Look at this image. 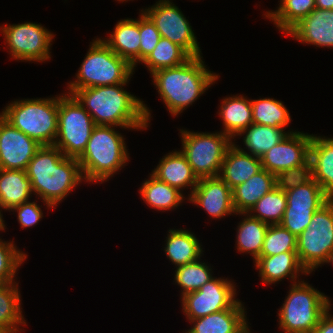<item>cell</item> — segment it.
I'll list each match as a JSON object with an SVG mask.
<instances>
[{"mask_svg":"<svg viewBox=\"0 0 333 333\" xmlns=\"http://www.w3.org/2000/svg\"><path fill=\"white\" fill-rule=\"evenodd\" d=\"M127 83L77 89L72 95L96 125L147 129L151 113L144 101L124 90Z\"/></svg>","mask_w":333,"mask_h":333,"instance_id":"1","label":"cell"},{"mask_svg":"<svg viewBox=\"0 0 333 333\" xmlns=\"http://www.w3.org/2000/svg\"><path fill=\"white\" fill-rule=\"evenodd\" d=\"M26 174L33 193L47 208L59 204L84 180L78 160L64 156L54 145L41 146L28 163Z\"/></svg>","mask_w":333,"mask_h":333,"instance_id":"2","label":"cell"},{"mask_svg":"<svg viewBox=\"0 0 333 333\" xmlns=\"http://www.w3.org/2000/svg\"><path fill=\"white\" fill-rule=\"evenodd\" d=\"M202 58L191 57L180 66L151 74L152 82L172 116L182 113L220 78L206 68Z\"/></svg>","mask_w":333,"mask_h":333,"instance_id":"3","label":"cell"},{"mask_svg":"<svg viewBox=\"0 0 333 333\" xmlns=\"http://www.w3.org/2000/svg\"><path fill=\"white\" fill-rule=\"evenodd\" d=\"M116 126L96 125L82 155L77 159L86 182H106L129 160L124 136Z\"/></svg>","mask_w":333,"mask_h":333,"instance_id":"4","label":"cell"},{"mask_svg":"<svg viewBox=\"0 0 333 333\" xmlns=\"http://www.w3.org/2000/svg\"><path fill=\"white\" fill-rule=\"evenodd\" d=\"M0 115L40 145H54L58 132V96L12 101Z\"/></svg>","mask_w":333,"mask_h":333,"instance_id":"5","label":"cell"},{"mask_svg":"<svg viewBox=\"0 0 333 333\" xmlns=\"http://www.w3.org/2000/svg\"><path fill=\"white\" fill-rule=\"evenodd\" d=\"M135 68L114 53L102 39L94 40L82 62L76 80L68 83V94L77 89L128 83Z\"/></svg>","mask_w":333,"mask_h":333,"instance_id":"6","label":"cell"},{"mask_svg":"<svg viewBox=\"0 0 333 333\" xmlns=\"http://www.w3.org/2000/svg\"><path fill=\"white\" fill-rule=\"evenodd\" d=\"M291 285L279 309V329L284 333H312L320 317L331 308V301L304 280Z\"/></svg>","mask_w":333,"mask_h":333,"instance_id":"7","label":"cell"},{"mask_svg":"<svg viewBox=\"0 0 333 333\" xmlns=\"http://www.w3.org/2000/svg\"><path fill=\"white\" fill-rule=\"evenodd\" d=\"M96 124L71 94L58 96V132L54 146L64 156L78 159L84 152Z\"/></svg>","mask_w":333,"mask_h":333,"instance_id":"8","label":"cell"},{"mask_svg":"<svg viewBox=\"0 0 333 333\" xmlns=\"http://www.w3.org/2000/svg\"><path fill=\"white\" fill-rule=\"evenodd\" d=\"M182 150L198 179L218 177L232 139L222 132L204 133L181 129Z\"/></svg>","mask_w":333,"mask_h":333,"instance_id":"9","label":"cell"},{"mask_svg":"<svg viewBox=\"0 0 333 333\" xmlns=\"http://www.w3.org/2000/svg\"><path fill=\"white\" fill-rule=\"evenodd\" d=\"M333 250V201L317 210L307 229L297 236V255L310 274L327 261Z\"/></svg>","mask_w":333,"mask_h":333,"instance_id":"10","label":"cell"},{"mask_svg":"<svg viewBox=\"0 0 333 333\" xmlns=\"http://www.w3.org/2000/svg\"><path fill=\"white\" fill-rule=\"evenodd\" d=\"M0 27L13 59L43 62L51 58L50 47L55 36L42 25L25 22Z\"/></svg>","mask_w":333,"mask_h":333,"instance_id":"11","label":"cell"},{"mask_svg":"<svg viewBox=\"0 0 333 333\" xmlns=\"http://www.w3.org/2000/svg\"><path fill=\"white\" fill-rule=\"evenodd\" d=\"M156 3L141 11L155 24L161 37L179 45L191 57L201 56L194 30L182 11L169 0H158Z\"/></svg>","mask_w":333,"mask_h":333,"instance_id":"12","label":"cell"},{"mask_svg":"<svg viewBox=\"0 0 333 333\" xmlns=\"http://www.w3.org/2000/svg\"><path fill=\"white\" fill-rule=\"evenodd\" d=\"M235 287L236 284L227 278L213 277L199 290L181 297L183 313L190 321L232 308L239 301L235 299Z\"/></svg>","mask_w":333,"mask_h":333,"instance_id":"13","label":"cell"},{"mask_svg":"<svg viewBox=\"0 0 333 333\" xmlns=\"http://www.w3.org/2000/svg\"><path fill=\"white\" fill-rule=\"evenodd\" d=\"M312 135L290 133L261 157L262 168L277 176L280 172L300 166L309 159Z\"/></svg>","mask_w":333,"mask_h":333,"instance_id":"14","label":"cell"},{"mask_svg":"<svg viewBox=\"0 0 333 333\" xmlns=\"http://www.w3.org/2000/svg\"><path fill=\"white\" fill-rule=\"evenodd\" d=\"M41 146L0 115V169L26 170Z\"/></svg>","mask_w":333,"mask_h":333,"instance_id":"15","label":"cell"},{"mask_svg":"<svg viewBox=\"0 0 333 333\" xmlns=\"http://www.w3.org/2000/svg\"><path fill=\"white\" fill-rule=\"evenodd\" d=\"M188 199L207 211L211 218L221 219L232 213L237 215L232 189L219 176L199 179Z\"/></svg>","mask_w":333,"mask_h":333,"instance_id":"16","label":"cell"},{"mask_svg":"<svg viewBox=\"0 0 333 333\" xmlns=\"http://www.w3.org/2000/svg\"><path fill=\"white\" fill-rule=\"evenodd\" d=\"M286 35L303 44L333 48V9L315 8L292 27Z\"/></svg>","mask_w":333,"mask_h":333,"instance_id":"17","label":"cell"},{"mask_svg":"<svg viewBox=\"0 0 333 333\" xmlns=\"http://www.w3.org/2000/svg\"><path fill=\"white\" fill-rule=\"evenodd\" d=\"M245 307L239 300L232 308L193 319L186 333H250Z\"/></svg>","mask_w":333,"mask_h":333,"instance_id":"18","label":"cell"},{"mask_svg":"<svg viewBox=\"0 0 333 333\" xmlns=\"http://www.w3.org/2000/svg\"><path fill=\"white\" fill-rule=\"evenodd\" d=\"M261 169V158L252 156L233 142L225 154L219 177L233 189Z\"/></svg>","mask_w":333,"mask_h":333,"instance_id":"19","label":"cell"},{"mask_svg":"<svg viewBox=\"0 0 333 333\" xmlns=\"http://www.w3.org/2000/svg\"><path fill=\"white\" fill-rule=\"evenodd\" d=\"M309 159L312 178L321 186L326 198L333 201V138L312 134Z\"/></svg>","mask_w":333,"mask_h":333,"instance_id":"20","label":"cell"},{"mask_svg":"<svg viewBox=\"0 0 333 333\" xmlns=\"http://www.w3.org/2000/svg\"><path fill=\"white\" fill-rule=\"evenodd\" d=\"M256 269L259 270L264 284H274L284 278H290L293 283L299 274H309L301 265L297 252H283L272 256H260L255 261Z\"/></svg>","mask_w":333,"mask_h":333,"instance_id":"21","label":"cell"},{"mask_svg":"<svg viewBox=\"0 0 333 333\" xmlns=\"http://www.w3.org/2000/svg\"><path fill=\"white\" fill-rule=\"evenodd\" d=\"M152 175L179 191H183L185 187H187V189L190 187L191 191L189 197L199 180L193 173L187 158L181 151H172L165 155L152 171Z\"/></svg>","mask_w":333,"mask_h":333,"instance_id":"22","label":"cell"},{"mask_svg":"<svg viewBox=\"0 0 333 333\" xmlns=\"http://www.w3.org/2000/svg\"><path fill=\"white\" fill-rule=\"evenodd\" d=\"M103 42L135 68L140 63V15L136 20L128 18L117 22L113 33Z\"/></svg>","mask_w":333,"mask_h":333,"instance_id":"23","label":"cell"},{"mask_svg":"<svg viewBox=\"0 0 333 333\" xmlns=\"http://www.w3.org/2000/svg\"><path fill=\"white\" fill-rule=\"evenodd\" d=\"M276 187V176L262 168L246 182L232 189L236 213H248L266 193Z\"/></svg>","mask_w":333,"mask_h":333,"instance_id":"24","label":"cell"},{"mask_svg":"<svg viewBox=\"0 0 333 333\" xmlns=\"http://www.w3.org/2000/svg\"><path fill=\"white\" fill-rule=\"evenodd\" d=\"M33 192L26 170L0 169V205L10 211L28 202Z\"/></svg>","mask_w":333,"mask_h":333,"instance_id":"25","label":"cell"},{"mask_svg":"<svg viewBox=\"0 0 333 333\" xmlns=\"http://www.w3.org/2000/svg\"><path fill=\"white\" fill-rule=\"evenodd\" d=\"M218 111L224 126L221 132L231 139L253 123L251 100H247L245 96L233 95L224 98Z\"/></svg>","mask_w":333,"mask_h":333,"instance_id":"26","label":"cell"},{"mask_svg":"<svg viewBox=\"0 0 333 333\" xmlns=\"http://www.w3.org/2000/svg\"><path fill=\"white\" fill-rule=\"evenodd\" d=\"M167 235L164 251L176 268L195 262L202 256V245L195 234L185 229H170Z\"/></svg>","mask_w":333,"mask_h":333,"instance_id":"27","label":"cell"},{"mask_svg":"<svg viewBox=\"0 0 333 333\" xmlns=\"http://www.w3.org/2000/svg\"><path fill=\"white\" fill-rule=\"evenodd\" d=\"M20 298L18 283L10 282L0 285V332H22L19 327L25 326L26 320L22 314Z\"/></svg>","mask_w":333,"mask_h":333,"instance_id":"28","label":"cell"},{"mask_svg":"<svg viewBox=\"0 0 333 333\" xmlns=\"http://www.w3.org/2000/svg\"><path fill=\"white\" fill-rule=\"evenodd\" d=\"M150 178L142 183L139 193L145 203L158 211L176 209L184 200V196L178 189L166 182L160 181L150 174Z\"/></svg>","mask_w":333,"mask_h":333,"instance_id":"29","label":"cell"},{"mask_svg":"<svg viewBox=\"0 0 333 333\" xmlns=\"http://www.w3.org/2000/svg\"><path fill=\"white\" fill-rule=\"evenodd\" d=\"M290 132H285L283 128H276L266 125L252 123L246 129H243L237 136L243 137L245 148L252 156L261 158L273 146L277 145Z\"/></svg>","mask_w":333,"mask_h":333,"instance_id":"30","label":"cell"},{"mask_svg":"<svg viewBox=\"0 0 333 333\" xmlns=\"http://www.w3.org/2000/svg\"><path fill=\"white\" fill-rule=\"evenodd\" d=\"M247 215L237 226L236 249L241 253H249L256 261L261 254V249L265 234L269 227L268 224L252 217L249 213H238Z\"/></svg>","mask_w":333,"mask_h":333,"instance_id":"31","label":"cell"},{"mask_svg":"<svg viewBox=\"0 0 333 333\" xmlns=\"http://www.w3.org/2000/svg\"><path fill=\"white\" fill-rule=\"evenodd\" d=\"M278 9L266 11V18L272 20L284 34L316 8L315 0H280Z\"/></svg>","mask_w":333,"mask_h":333,"instance_id":"32","label":"cell"},{"mask_svg":"<svg viewBox=\"0 0 333 333\" xmlns=\"http://www.w3.org/2000/svg\"><path fill=\"white\" fill-rule=\"evenodd\" d=\"M190 58L191 56L182 47L161 37L156 47L142 63L152 74L161 69L180 66Z\"/></svg>","mask_w":333,"mask_h":333,"instance_id":"33","label":"cell"},{"mask_svg":"<svg viewBox=\"0 0 333 333\" xmlns=\"http://www.w3.org/2000/svg\"><path fill=\"white\" fill-rule=\"evenodd\" d=\"M253 123L285 128L291 121L290 113L283 102L274 98L251 100Z\"/></svg>","mask_w":333,"mask_h":333,"instance_id":"34","label":"cell"},{"mask_svg":"<svg viewBox=\"0 0 333 333\" xmlns=\"http://www.w3.org/2000/svg\"><path fill=\"white\" fill-rule=\"evenodd\" d=\"M286 207V193L276 186L260 198L248 213L268 225H276L281 223Z\"/></svg>","mask_w":333,"mask_h":333,"instance_id":"35","label":"cell"},{"mask_svg":"<svg viewBox=\"0 0 333 333\" xmlns=\"http://www.w3.org/2000/svg\"><path fill=\"white\" fill-rule=\"evenodd\" d=\"M211 271L212 269L205 262H200V258L195 262L177 267L174 280L182 288L181 296L199 290L213 278Z\"/></svg>","mask_w":333,"mask_h":333,"instance_id":"36","label":"cell"},{"mask_svg":"<svg viewBox=\"0 0 333 333\" xmlns=\"http://www.w3.org/2000/svg\"><path fill=\"white\" fill-rule=\"evenodd\" d=\"M285 193L287 207L321 208L329 201L321 186L313 178L306 184Z\"/></svg>","mask_w":333,"mask_h":333,"instance_id":"37","label":"cell"},{"mask_svg":"<svg viewBox=\"0 0 333 333\" xmlns=\"http://www.w3.org/2000/svg\"><path fill=\"white\" fill-rule=\"evenodd\" d=\"M297 237L280 224L269 225L260 256H272L283 252H296Z\"/></svg>","mask_w":333,"mask_h":333,"instance_id":"38","label":"cell"},{"mask_svg":"<svg viewBox=\"0 0 333 333\" xmlns=\"http://www.w3.org/2000/svg\"><path fill=\"white\" fill-rule=\"evenodd\" d=\"M12 242L3 241L0 238V281L2 283L15 282V274L27 257V254L17 250Z\"/></svg>","mask_w":333,"mask_h":333,"instance_id":"39","label":"cell"},{"mask_svg":"<svg viewBox=\"0 0 333 333\" xmlns=\"http://www.w3.org/2000/svg\"><path fill=\"white\" fill-rule=\"evenodd\" d=\"M312 179L311 161L280 172L276 176V186L286 192L309 182Z\"/></svg>","mask_w":333,"mask_h":333,"instance_id":"40","label":"cell"},{"mask_svg":"<svg viewBox=\"0 0 333 333\" xmlns=\"http://www.w3.org/2000/svg\"><path fill=\"white\" fill-rule=\"evenodd\" d=\"M319 209L286 207L280 225L297 237L307 229L314 213Z\"/></svg>","mask_w":333,"mask_h":333,"instance_id":"41","label":"cell"},{"mask_svg":"<svg viewBox=\"0 0 333 333\" xmlns=\"http://www.w3.org/2000/svg\"><path fill=\"white\" fill-rule=\"evenodd\" d=\"M140 15V62L142 63L153 51L161 35L151 19L141 11Z\"/></svg>","mask_w":333,"mask_h":333,"instance_id":"42","label":"cell"},{"mask_svg":"<svg viewBox=\"0 0 333 333\" xmlns=\"http://www.w3.org/2000/svg\"><path fill=\"white\" fill-rule=\"evenodd\" d=\"M40 207L41 206H39L35 201H28L22 203L21 205L13 207L11 211H17L18 222L24 229L36 225L41 220V218L43 217V213Z\"/></svg>","mask_w":333,"mask_h":333,"instance_id":"43","label":"cell"},{"mask_svg":"<svg viewBox=\"0 0 333 333\" xmlns=\"http://www.w3.org/2000/svg\"><path fill=\"white\" fill-rule=\"evenodd\" d=\"M330 308L320 317L318 325L312 333H333V316Z\"/></svg>","mask_w":333,"mask_h":333,"instance_id":"44","label":"cell"},{"mask_svg":"<svg viewBox=\"0 0 333 333\" xmlns=\"http://www.w3.org/2000/svg\"><path fill=\"white\" fill-rule=\"evenodd\" d=\"M316 8L324 10L333 9V0H315Z\"/></svg>","mask_w":333,"mask_h":333,"instance_id":"45","label":"cell"},{"mask_svg":"<svg viewBox=\"0 0 333 333\" xmlns=\"http://www.w3.org/2000/svg\"><path fill=\"white\" fill-rule=\"evenodd\" d=\"M0 208L2 209V206L0 205ZM0 209V231L3 230L5 231V223H4V220L2 219L3 218V215L1 214L2 210Z\"/></svg>","mask_w":333,"mask_h":333,"instance_id":"46","label":"cell"},{"mask_svg":"<svg viewBox=\"0 0 333 333\" xmlns=\"http://www.w3.org/2000/svg\"><path fill=\"white\" fill-rule=\"evenodd\" d=\"M333 263V250L329 253V256L327 258V261L325 263Z\"/></svg>","mask_w":333,"mask_h":333,"instance_id":"47","label":"cell"},{"mask_svg":"<svg viewBox=\"0 0 333 333\" xmlns=\"http://www.w3.org/2000/svg\"><path fill=\"white\" fill-rule=\"evenodd\" d=\"M117 1H119V2H121V1H122V2L126 1V2H127L128 0H117ZM129 1H130V0H129Z\"/></svg>","mask_w":333,"mask_h":333,"instance_id":"48","label":"cell"}]
</instances>
